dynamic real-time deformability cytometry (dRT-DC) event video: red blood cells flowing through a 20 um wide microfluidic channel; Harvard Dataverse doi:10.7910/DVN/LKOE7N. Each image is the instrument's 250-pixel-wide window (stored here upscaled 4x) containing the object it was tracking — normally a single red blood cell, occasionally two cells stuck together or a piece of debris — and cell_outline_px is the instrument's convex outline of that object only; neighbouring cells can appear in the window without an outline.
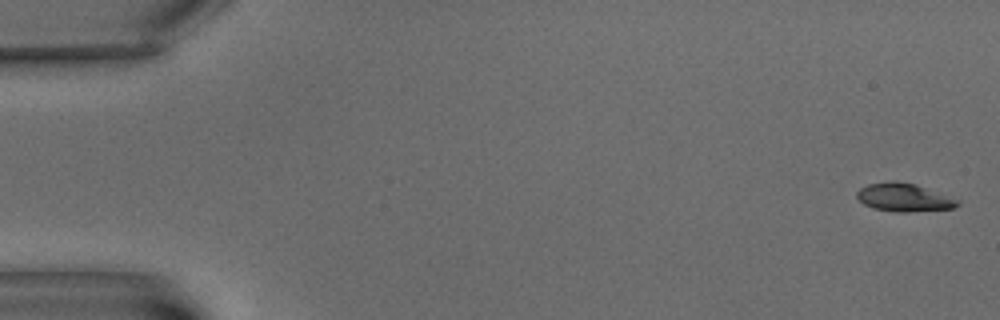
{"species": "common noctule bat (a hibernating species)", "species_latin": "Nyctalus noctula", "temperature_condition": "warm", "stored_images_in_passage": 8, "camera_frame_rate_fps": 3000, "um_per_image_px": 0.085, "animal": {"sex": "male", "body_mass_g": 15.6}, "frame": {"image": 1, "passage_image": 1, "time_ms": 0.0, "image_size_px": [1000, 320], "cell_outline_px": [[960, 204], [952, 208], [908, 212], [896, 212], [872, 208], [864, 204], [856, 196], [856, 192], [860, 188], [868, 184], [892, 180], [896, 180], [916, 184], [960, 200]], "centroid_in_image_um": [76.82, 16.77], "position_along_channel_um": 8.2, "area_um2": 16.59}}
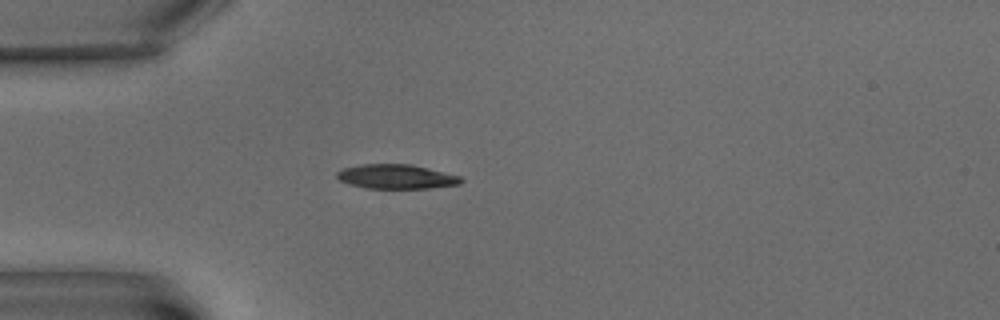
{"frame": {"image": 2, "passage_image": 6, "time_ms": 6.0, "image_size_px": [1000, 320], "cell_outline_px": [[464, 180], [460, 184], [428, 188], [364, 188], [340, 180], [336, 176], [336, 172], [344, 168], [360, 164], [412, 164], [460, 176]], "centroid_in_image_um": [33.69, 15.0], "position_along_channel_um": 51.3, "area_um2": 17.51}}